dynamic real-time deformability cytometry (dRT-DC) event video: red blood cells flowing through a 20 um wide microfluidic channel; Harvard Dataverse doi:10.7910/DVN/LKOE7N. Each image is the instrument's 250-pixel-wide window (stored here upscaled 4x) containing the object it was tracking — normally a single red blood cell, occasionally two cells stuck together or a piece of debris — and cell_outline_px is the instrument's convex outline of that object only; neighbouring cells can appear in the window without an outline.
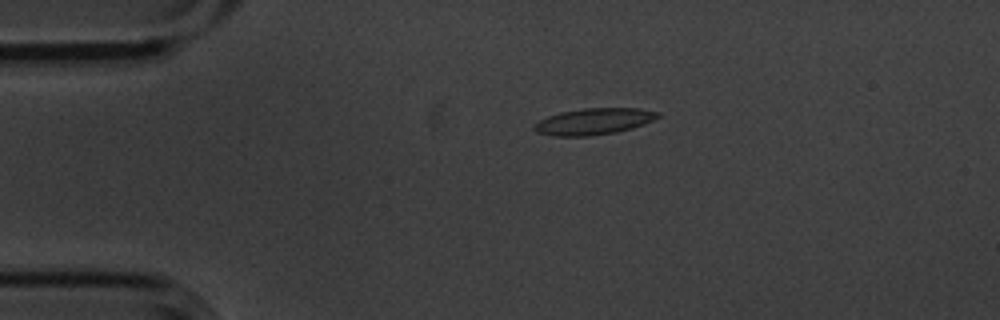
{"species": "common noctule bat (a hibernating species)", "species_latin": "Nyctalus noctula", "temperature_condition": "cold", "stored_images_in_passage": 4, "camera_frame_rate_fps": 3000, "um_per_image_px": 0.085, "animal": {"sex": "male", "body_mass_g": 20.1, "forearm_length_mm": 53.5}, "frame": {"image": 1, "passage_image": 3, "time_ms": 0.667, "image_size_px": [1000, 320], "cell_outline_px": [[660, 116], [644, 124], [632, 128], [616, 132], [592, 136], [552, 136], [536, 132], [532, 128], [532, 124], [548, 116], [560, 112], [584, 108], [640, 108], [660, 112]], "centroid_in_image_um": [50.45, 10.32], "position_along_channel_um": 34.6, "area_um2": 19.19}}